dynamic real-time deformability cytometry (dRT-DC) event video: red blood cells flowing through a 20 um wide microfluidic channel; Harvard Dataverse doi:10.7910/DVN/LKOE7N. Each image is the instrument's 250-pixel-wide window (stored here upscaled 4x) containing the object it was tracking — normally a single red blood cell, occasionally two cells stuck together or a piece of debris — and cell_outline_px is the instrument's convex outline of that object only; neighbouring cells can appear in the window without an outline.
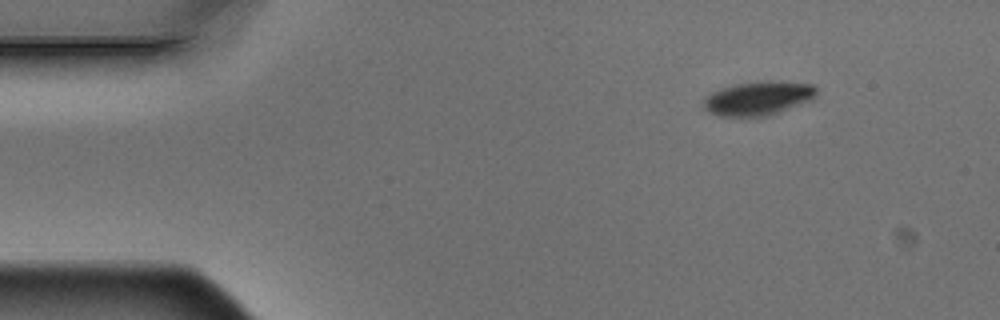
{"species": "Egyptian fruit bat (a non-hibernating species)", "species_latin": "Rousettus aegyptiacus", "temperature_condition": "warm", "stored_images_in_passage": 10, "camera_frame_rate_fps": 3000, "um_per_image_px": 0.085, "animal": {"sex": "male"}, "frame": {"image": 1, "passage_image": 1, "time_ms": 0.0, "image_size_px": [1000, 320], "cell_outline_px": [[816, 92], [812, 100], [768, 116], [716, 116], [700, 108], [704, 96], [720, 88], [736, 84], [764, 80], [772, 80], [812, 84], [816, 88]], "centroid_in_image_um": [64.38, 8.35], "position_along_channel_um": 20.6, "area_um2": 22.72}}
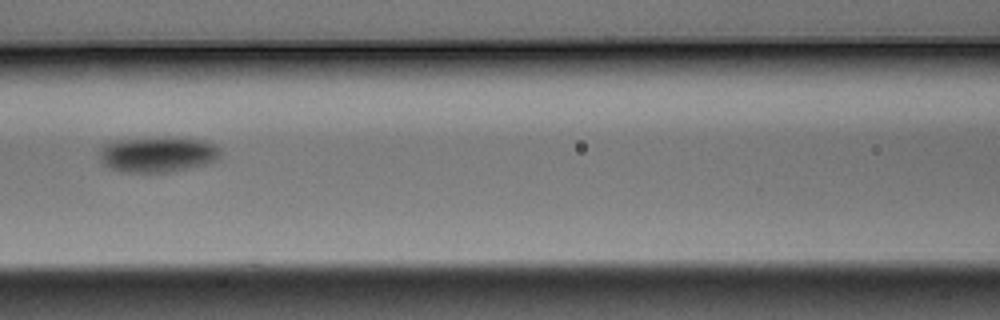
{"frame": {"image": 2, "passage_image": 6, "time_ms": 1.667, "image_size_px": [1000, 320], "cell_outline_px": [[220, 156], [216, 160], [208, 164], [168, 172], [120, 172], [104, 164], [100, 160], [100, 148], [104, 144], [112, 140], [168, 136], [172, 136], [204, 140], [216, 144], [220, 148]], "centroid_in_image_um": [13.42, 13.09], "position_along_channel_um": 153.2, "area_um2": 25.61}}
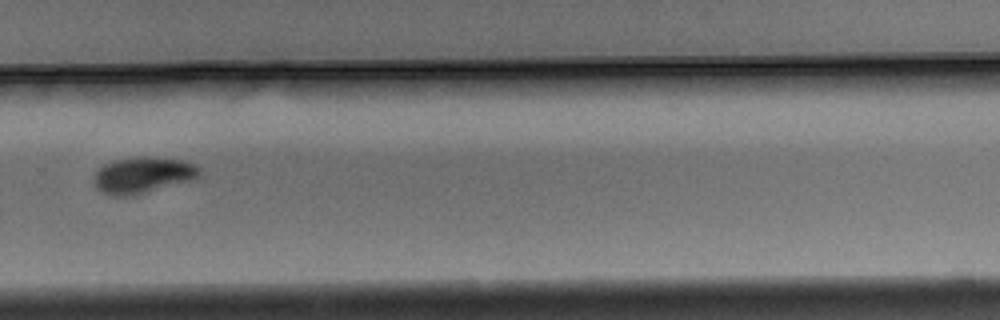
{"frame": {"image": 3, "passage_image": 10, "time_ms": 3.0, "image_size_px": [1000, 320], "cell_outline_px": [[200, 176], [196, 180], [136, 196], [112, 196], [100, 192], [96, 188], [92, 180], [96, 172], [104, 164], [116, 160], [144, 156], [148, 156], [184, 160], [196, 164], [200, 168]], "centroid_in_image_um": [12.19, 14.91], "position_along_channel_um": 317.6, "area_um2": 23.0}}